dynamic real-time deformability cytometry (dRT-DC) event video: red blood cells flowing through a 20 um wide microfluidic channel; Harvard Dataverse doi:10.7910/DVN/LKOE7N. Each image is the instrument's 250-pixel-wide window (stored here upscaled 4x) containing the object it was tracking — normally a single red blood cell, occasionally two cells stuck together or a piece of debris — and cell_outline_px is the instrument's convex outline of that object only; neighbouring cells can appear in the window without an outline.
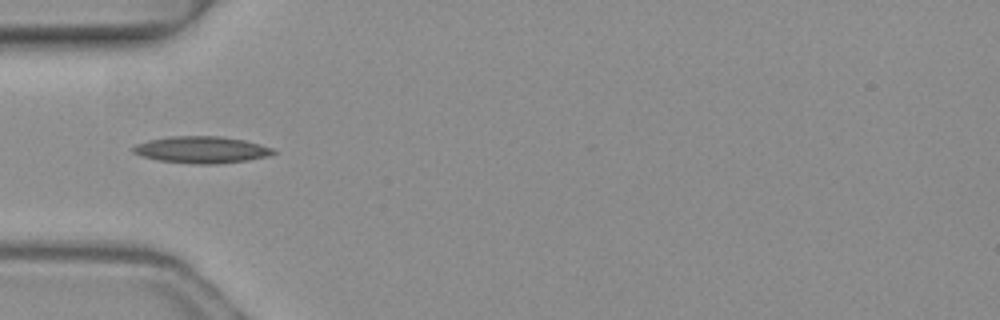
{"species": "common noctule bat (a hibernating species)", "species_latin": "Nyctalus noctula", "temperature_condition": "warm", "stored_images_in_passage": 1, "camera_frame_rate_fps": 3000, "um_per_image_px": 0.085, "animal": {"sex": "female", "body_mass_g": 19.3, "forearm_length_mm": 54.1}, "frame": {"image": 1, "passage_image": 1, "time_ms": 0.0, "image_size_px": [1000, 320], "cell_outline_px": [[276, 152], [268, 156], [248, 160], [220, 164], [192, 164], [160, 160], [144, 156], [132, 152], [132, 148], [136, 144], [148, 140], [172, 136], [220, 136], [244, 140], [260, 144], [272, 148]], "centroid_in_image_um": [17.15, 12.73], "position_along_channel_um": 67.9, "area_um2": 21.79}}